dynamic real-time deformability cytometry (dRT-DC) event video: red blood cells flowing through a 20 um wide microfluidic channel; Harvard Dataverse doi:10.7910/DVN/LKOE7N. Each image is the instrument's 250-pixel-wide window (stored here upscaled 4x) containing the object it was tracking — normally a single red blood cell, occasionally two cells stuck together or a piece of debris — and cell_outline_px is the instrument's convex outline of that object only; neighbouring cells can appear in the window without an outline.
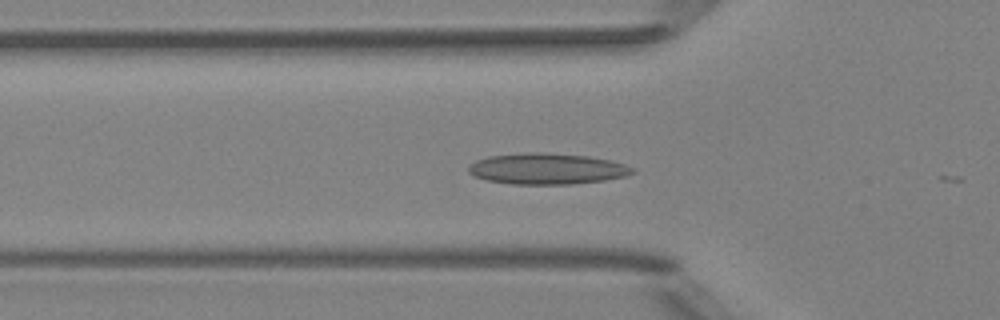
{"species": "Egyptian fruit bat (a non-hibernating species)", "species_latin": "Rousettus aegyptiacus", "temperature_condition": "room temperature", "stored_images_in_passage": 12, "camera_frame_rate_fps": 3000, "um_per_image_px": 0.085, "animal": {"sex": "female"}, "frame": {"image": 1, "passage_image": 10, "time_ms": 3.0, "image_size_px": [1000, 320], "cell_outline_px": [[636, 172], [624, 176], [604, 180], [572, 184], [512, 184], [488, 180], [476, 176], [468, 172], [468, 168], [476, 160], [488, 156], [528, 152], [540, 152], [588, 156], [612, 160], [636, 168]], "centroid_in_image_um": [46.53, 14.34], "position_along_channel_um": 79.3, "area_um2": 29.59}}